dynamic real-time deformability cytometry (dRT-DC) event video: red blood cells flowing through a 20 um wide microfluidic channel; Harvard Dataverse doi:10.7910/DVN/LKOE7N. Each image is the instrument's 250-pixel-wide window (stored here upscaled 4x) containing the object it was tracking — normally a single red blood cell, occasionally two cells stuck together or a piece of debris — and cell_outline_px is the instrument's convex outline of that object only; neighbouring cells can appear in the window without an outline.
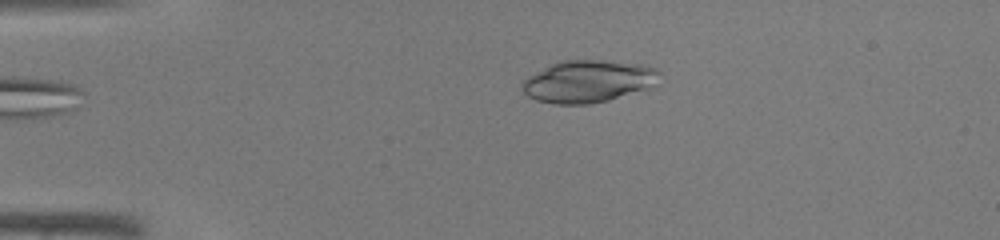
{"species": "common noctule bat (a hibernating species)", "species_latin": "Nyctalus noctula", "temperature_condition": "warm", "stored_images_in_passage": 36, "camera_frame_rate_fps": 3000, "um_per_image_px": 0.085, "animal": {"sex": "male", "body_mass_g": 19.0, "forearm_length_mm": 50.8}, "frame": {"image": 1, "passage_image": 1, "time_ms": 0.0, "image_size_px": [1000, 240], "cell_outline_px": [[664, 72], [648, 88], [608, 100], [588, 104], [556, 104], [536, 100], [528, 96], [520, 88], [520, 84], [528, 76], [556, 60], [604, 60], [644, 64], [656, 68]], "centroid_in_image_um": [49.97, 6.89], "position_along_channel_um": 35.0, "area_um2": 34.04}}
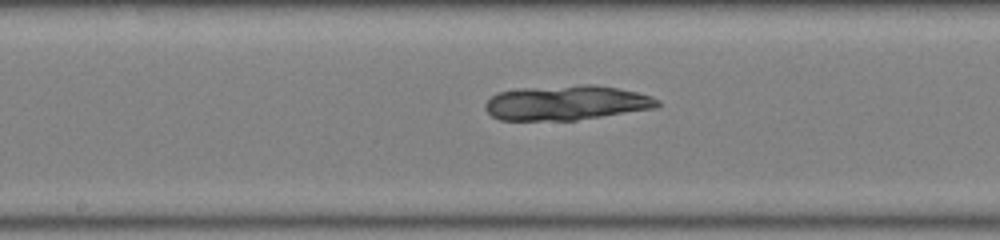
{"frame": {"image": 2, "passage_image": 15, "time_ms": 4.667, "image_size_px": [1000, 240], "cell_outline_px": [[660, 104], [656, 108], [576, 120], [500, 120], [492, 116], [484, 108], [484, 104], [496, 92], [524, 88], [584, 84], [592, 84], [616, 88], [636, 92], [652, 96], [660, 100]], "centroid_in_image_um": [48.14, 8.73], "position_along_channel_um": 200.1, "area_um2": 34.85}}
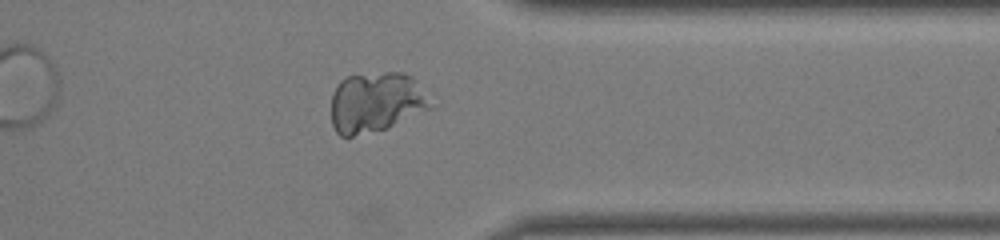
{"frame": {"image": 3, "passage_image": 27, "time_ms": 8.667, "image_size_px": [1000, 240], "cell_outline_px": [[432, 108], [384, 128], [352, 136], [340, 136], [336, 132], [332, 124], [332, 92], [340, 80], [348, 76], [384, 72], [404, 72], [412, 76]], "centroid_in_image_um": [31.89, 8.67], "position_along_channel_um": 379.5, "area_um2": 34.1}}